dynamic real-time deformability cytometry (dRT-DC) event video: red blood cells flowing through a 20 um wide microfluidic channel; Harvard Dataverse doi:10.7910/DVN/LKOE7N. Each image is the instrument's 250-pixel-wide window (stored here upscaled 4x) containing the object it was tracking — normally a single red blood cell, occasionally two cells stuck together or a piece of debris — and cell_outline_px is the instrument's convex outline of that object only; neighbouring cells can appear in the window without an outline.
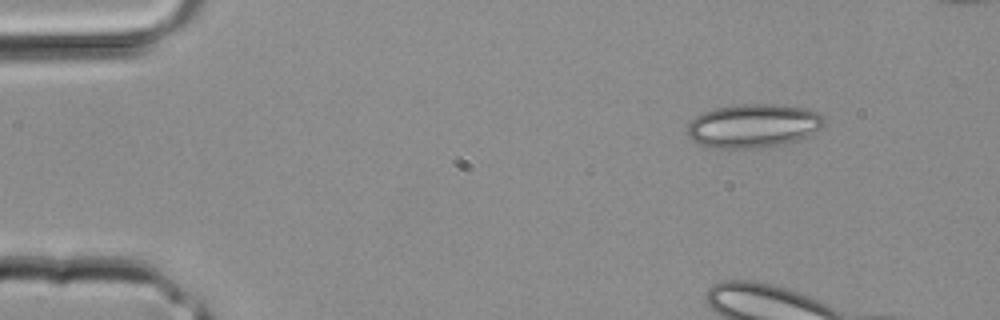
{"species": "common noctule bat (a hibernating species)", "species_latin": "Nyctalus noctula", "temperature_condition": "room temperature", "stored_images_in_passage": 3, "camera_frame_rate_fps": 3000, "um_per_image_px": 0.085, "animal": {"sex": "male", "body_mass_g": 20.4}, "frame": {"image": 1, "passage_image": 1, "time_ms": 0.0, "image_size_px": [1000, 320], "cell_outline_px": [[824, 128], [800, 140], [784, 144], [764, 148], [708, 148], [692, 140], [688, 136], [688, 124], [696, 116], [704, 112], [716, 108], [736, 104], [776, 104], [804, 108], [816, 112], [824, 116]], "centroid_in_image_um": [64.06, 10.71], "position_along_channel_um": 20.9, "area_um2": 35.26}}